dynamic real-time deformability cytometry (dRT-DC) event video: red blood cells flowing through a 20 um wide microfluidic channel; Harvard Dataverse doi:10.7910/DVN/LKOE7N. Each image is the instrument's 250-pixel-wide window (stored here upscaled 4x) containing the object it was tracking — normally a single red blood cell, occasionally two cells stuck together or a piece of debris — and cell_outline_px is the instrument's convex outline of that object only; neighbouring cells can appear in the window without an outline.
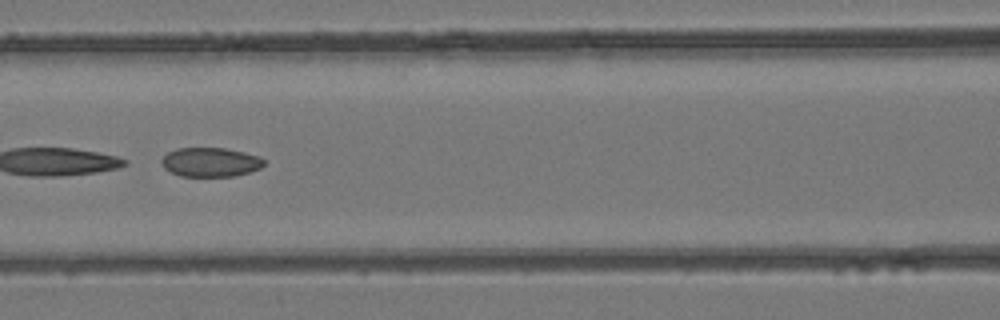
{"species": "common noctule bat (a hibernating species)", "species_latin": "Nyctalus noctula", "temperature_condition": "room temperature", "stored_images_in_passage": 42, "camera_frame_rate_fps": 3000, "um_per_image_px": 0.085, "animal": {"sex": "female", "body_mass_g": 24.6, "forearm_length_mm": 56.2}, "frame": {"image": 1, "passage_image": 19, "time_ms": 6.0, "image_size_px": [1000, 320], "cell_outline_px": [[264, 164], [260, 168], [236, 176], [180, 176], [164, 168], [160, 160], [168, 152], [176, 148], [224, 148], [244, 152], [260, 156], [264, 160]], "centroid_in_image_um": [17.88, 13.78], "position_along_channel_um": 148.7, "area_um2": 17.4}}
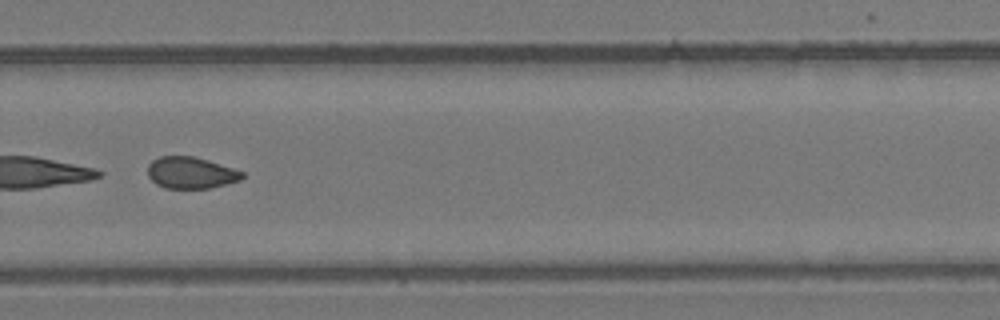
{"frame": {"image": 2, "passage_image": 30, "time_ms": 9.667, "image_size_px": [1000, 320], "cell_outline_px": [[244, 176], [240, 180], [208, 188], [164, 188], [156, 184], [148, 176], [148, 164], [152, 160], [160, 156], [192, 156], [208, 160], [244, 172]], "centroid_in_image_um": [16.19, 14.68], "position_along_channel_um": 313.6, "area_um2": 17.28}}